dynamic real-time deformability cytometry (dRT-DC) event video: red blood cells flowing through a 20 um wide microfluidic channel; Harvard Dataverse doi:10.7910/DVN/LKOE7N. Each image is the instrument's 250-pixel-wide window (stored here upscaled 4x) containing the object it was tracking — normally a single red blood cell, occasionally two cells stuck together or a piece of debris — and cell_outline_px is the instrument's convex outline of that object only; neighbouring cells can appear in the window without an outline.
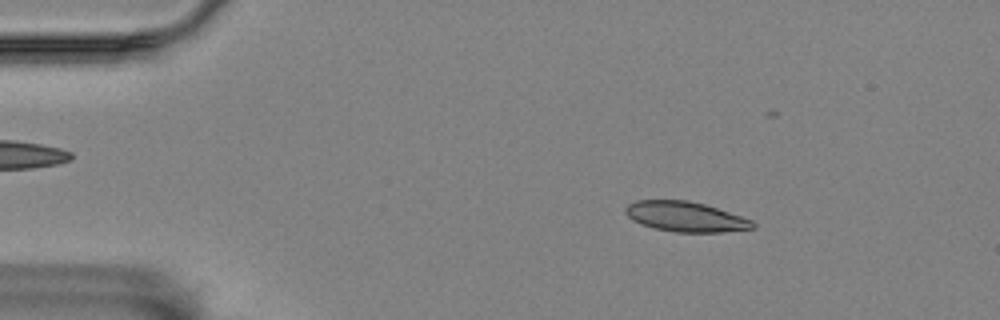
{"species": "Egyptian fruit bat (a non-hibernating species)", "species_latin": "Rousettus aegyptiacus", "temperature_condition": "room temperature", "stored_images_in_passage": 56, "camera_frame_rate_fps": 3000, "um_per_image_px": 0.085, "animal": {"sex": "female"}, "frame": {"image": 1, "passage_image": 8, "time_ms": 2.333, "image_size_px": [1000, 320], "cell_outline_px": [[756, 228], [720, 232], [676, 232], [656, 228], [640, 224], [632, 220], [624, 212], [624, 208], [628, 204], [636, 200], [688, 200], [704, 204], [752, 220], [756, 224]], "centroid_in_image_um": [58.24, 18.41], "position_along_channel_um": 26.8, "area_um2": 22.2}}
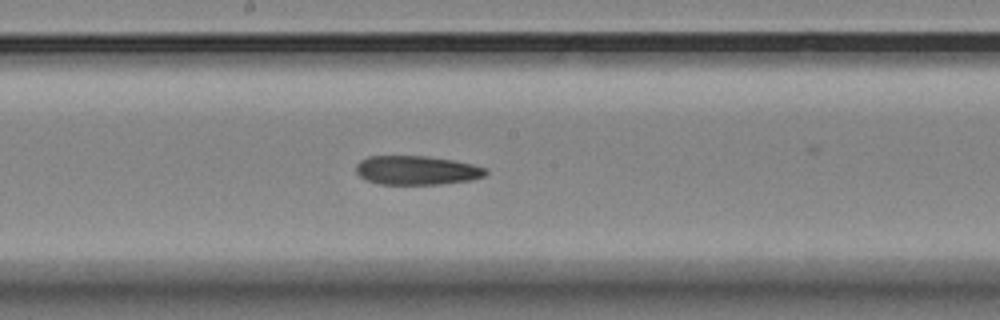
{"frame": {"image": 2, "passage_image": 29, "time_ms": 9.333, "image_size_px": [1000, 320], "cell_outline_px": [[488, 172], [484, 176], [472, 180], [440, 184], [380, 184], [368, 180], [360, 176], [356, 172], [356, 164], [360, 160], [368, 156], [428, 156], [452, 160], [472, 164], [488, 168]], "centroid_in_image_um": [35.44, 14.47], "position_along_channel_um": 212.8, "area_um2": 21.96}}
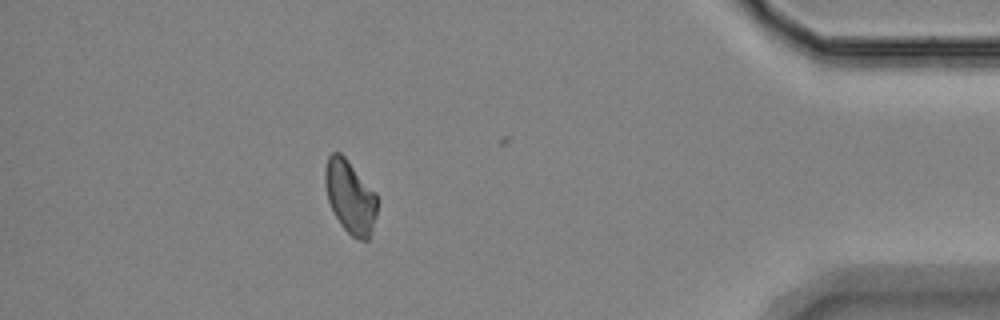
{"frame": {"image": 3, "passage_image": 49, "time_ms": 16.0, "image_size_px": [1000, 320], "cell_outline_px": [[376, 216], [372, 232], [368, 240], [360, 240], [352, 236], [340, 224], [328, 200], [324, 184], [324, 168], [328, 156], [332, 152], [340, 152], [348, 160], [376, 192]], "centroid_in_image_um": [29.75, 16.71], "position_along_channel_um": 405.4, "area_um2": 22.25}}